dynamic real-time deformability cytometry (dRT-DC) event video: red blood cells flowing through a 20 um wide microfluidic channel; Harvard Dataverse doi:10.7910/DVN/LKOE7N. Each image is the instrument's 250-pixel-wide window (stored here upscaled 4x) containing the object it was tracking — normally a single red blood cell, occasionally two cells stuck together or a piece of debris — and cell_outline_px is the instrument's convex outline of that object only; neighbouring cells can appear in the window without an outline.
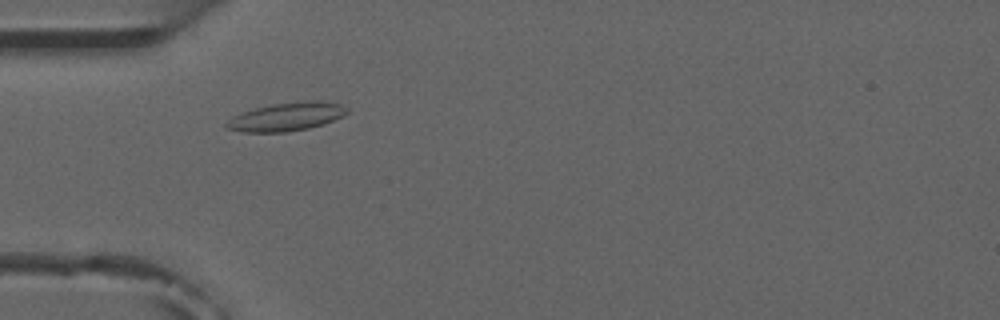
{"species": "common noctule bat (a hibernating species)", "species_latin": "Nyctalus noctula", "temperature_condition": "room temperature", "stored_images_in_passage": 7, "camera_frame_rate_fps": 3000, "um_per_image_px": 0.085, "animal": {"sex": "male", "forearm_length_mm": 52.5}, "frame": {"image": 1, "passage_image": 3, "time_ms": 3.0, "image_size_px": [1000, 320], "cell_outline_px": [[348, 112], [324, 124], [308, 128], [284, 132], [244, 132], [228, 128], [224, 124], [232, 116], [256, 108], [272, 104], [312, 100], [340, 104], [348, 108]], "centroid_in_image_um": [24.34, 9.92], "position_along_channel_um": 60.7, "area_um2": 19.54}}
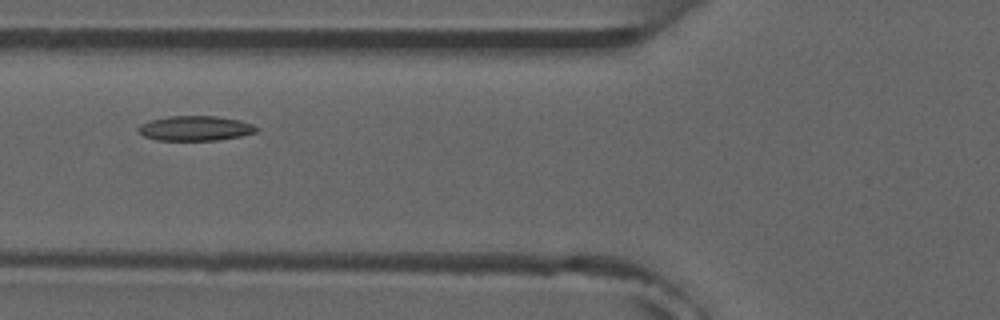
{"frame": {"image": 2, "passage_image": 4, "time_ms": 4.333, "image_size_px": [1000, 320], "cell_outline_px": [[260, 128], [256, 132], [240, 136], [216, 140], [156, 140], [144, 136], [136, 128], [140, 124], [148, 120], [168, 116], [216, 116], [240, 120], [252, 124]], "centroid_in_image_um": [16.58, 10.9], "position_along_channel_um": 109.2, "area_um2": 17.17}}
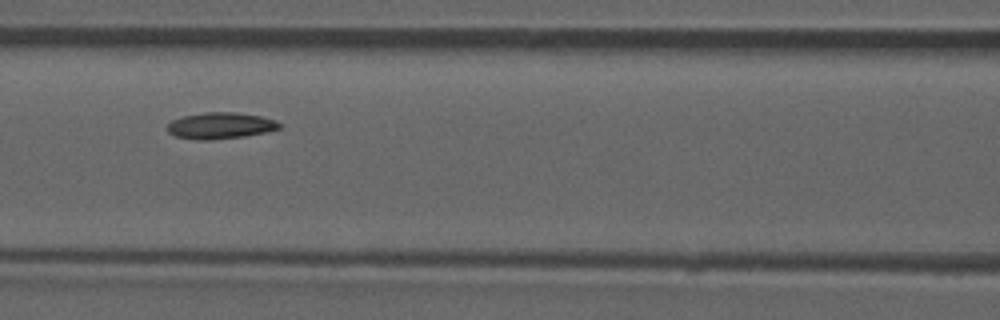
{"frame": {"image": 3, "passage_image": 5, "time_ms": 5.333, "image_size_px": [1000, 320], "cell_outline_px": [[280, 128], [264, 132], [244, 136], [212, 140], [196, 140], [176, 136], [168, 132], [168, 124], [172, 120], [184, 116], [204, 112], [236, 112], [260, 116], [276, 120], [280, 124]], "centroid_in_image_um": [18.72, 10.68], "position_along_channel_um": 147.9, "area_um2": 17.11}}